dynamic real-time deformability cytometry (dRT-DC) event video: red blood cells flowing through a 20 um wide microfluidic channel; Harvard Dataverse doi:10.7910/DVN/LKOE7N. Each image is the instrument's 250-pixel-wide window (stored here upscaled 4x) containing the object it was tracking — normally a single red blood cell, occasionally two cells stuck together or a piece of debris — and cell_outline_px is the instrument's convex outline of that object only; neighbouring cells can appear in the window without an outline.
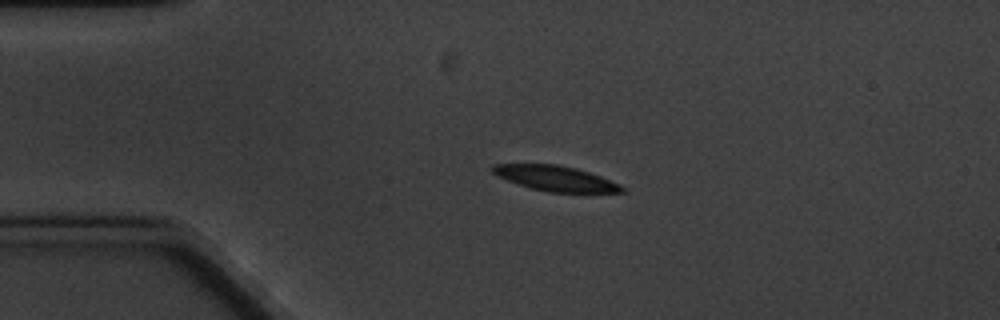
{"species": "common noctule bat (a hibernating species)", "species_latin": "Nyctalus noctula", "temperature_condition": "cold", "stored_images_in_passage": 4, "camera_frame_rate_fps": 3000, "um_per_image_px": 0.085, "animal": {"sex": "male", "body_mass_g": 20.1, "forearm_length_mm": 53.5}, "frame": {"image": 1, "passage_image": 3, "time_ms": 3.333, "image_size_px": [1000, 320], "cell_outline_px": [[628, 192], [548, 192], [532, 188], [496, 176], [488, 168], [492, 164], [556, 164], [576, 168], [600, 176], [620, 184], [628, 188]], "centroid_in_image_um": [47.23, 15.16], "position_along_channel_um": 37.8, "area_um2": 19.02}}